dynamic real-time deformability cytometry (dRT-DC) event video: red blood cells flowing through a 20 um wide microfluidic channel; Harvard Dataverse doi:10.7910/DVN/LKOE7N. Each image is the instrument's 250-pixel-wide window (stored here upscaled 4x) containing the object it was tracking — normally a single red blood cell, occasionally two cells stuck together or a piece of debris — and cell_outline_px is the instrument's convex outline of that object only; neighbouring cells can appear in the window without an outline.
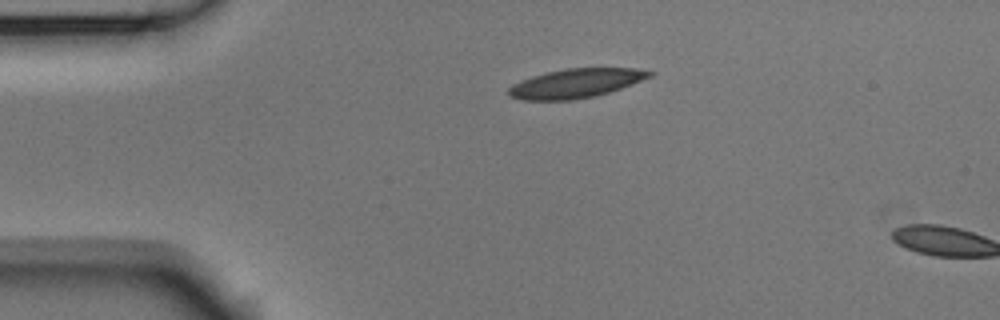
{"species": "Egyptian fruit bat (a non-hibernating species)", "species_latin": "Rousettus aegyptiacus", "temperature_condition": "room temperature", "stored_images_in_passage": 2, "camera_frame_rate_fps": 3000, "um_per_image_px": 0.085, "animal": {"sex": "male"}, "frame": {"image": 1, "passage_image": 1, "time_ms": 0.0, "image_size_px": [1000, 320], "cell_outline_px": [[656, 72], [652, 76], [632, 84], [596, 96], [572, 100], [524, 100], [508, 96], [508, 88], [512, 84], [520, 80], [532, 76], [548, 72], [568, 68], [636, 68]], "centroid_in_image_um": [48.94, 7.08], "position_along_channel_um": 36.1, "area_um2": 23.93}}